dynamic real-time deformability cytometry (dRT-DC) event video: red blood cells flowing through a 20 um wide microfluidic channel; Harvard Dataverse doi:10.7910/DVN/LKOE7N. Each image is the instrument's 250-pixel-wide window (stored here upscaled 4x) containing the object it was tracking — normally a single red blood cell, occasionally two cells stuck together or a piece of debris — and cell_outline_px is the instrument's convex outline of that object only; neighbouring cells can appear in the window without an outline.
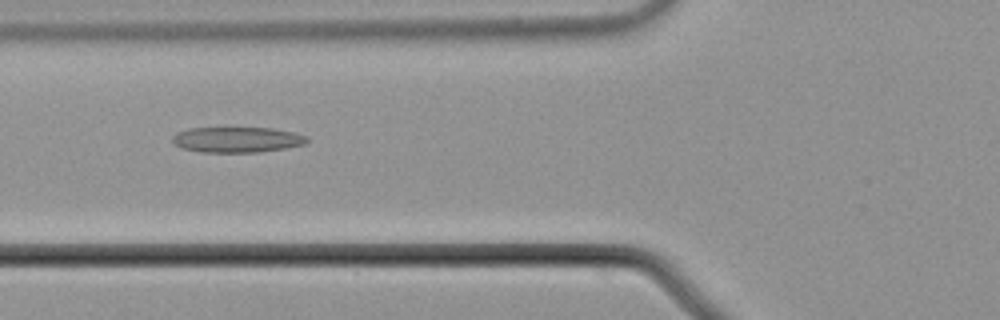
{"species": "common noctule bat (a hibernating species)", "species_latin": "Nyctalus noctula", "temperature_condition": "cold", "stored_images_in_passage": 8, "camera_frame_rate_fps": 3000, "um_per_image_px": 0.085, "animal": {"sex": "male", "body_mass_g": 21.5, "forearm_length_mm": 52.0}, "frame": {"image": 1, "passage_image": 5, "time_ms": 1.333, "image_size_px": [1000, 320], "cell_outline_px": [[308, 144], [260, 152], [200, 152], [180, 148], [172, 140], [172, 136], [176, 132], [188, 128], [224, 124], [272, 128], [296, 132], [308, 136]], "centroid_in_image_um": [20.13, 11.8], "position_along_channel_um": 105.7, "area_um2": 21.44}}
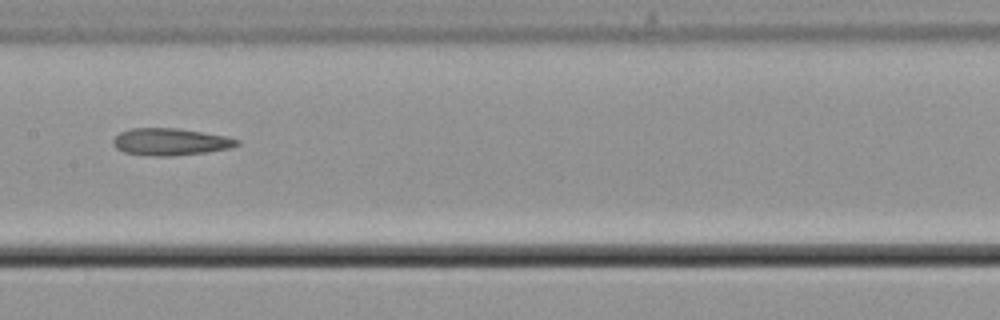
{"frame": {"image": 2, "passage_image": 7, "time_ms": 2.0, "image_size_px": [1000, 320], "cell_outline_px": [[240, 144], [232, 148], [208, 152], [172, 156], [148, 156], [124, 152], [116, 148], [112, 144], [112, 140], [120, 132], [132, 128], [176, 128], [224, 136], [240, 140]], "centroid_in_image_um": [14.47, 12.07], "position_along_channel_um": 192.9, "area_um2": 19.59}}
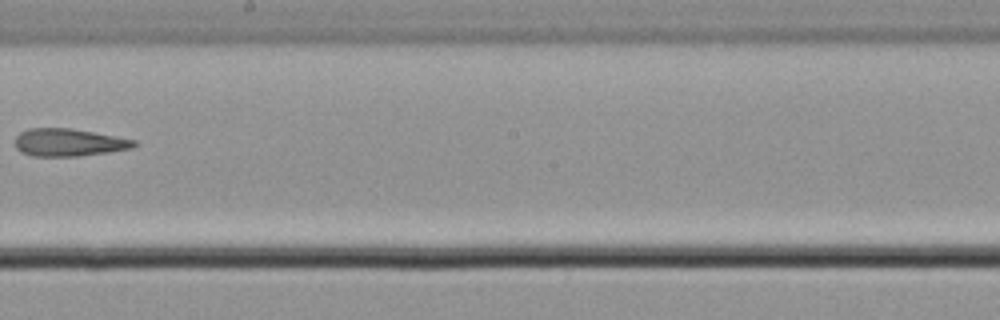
{"frame": {"image": 3, "passage_image": 8, "time_ms": 2.333, "image_size_px": [1000, 320], "cell_outline_px": [[136, 144], [132, 148], [108, 152], [76, 156], [32, 156], [20, 152], [16, 148], [16, 136], [20, 132], [28, 128], [72, 128], [136, 140]], "centroid_in_image_um": [5.81, 12.1], "position_along_channel_um": 242.4, "area_um2": 19.07}}